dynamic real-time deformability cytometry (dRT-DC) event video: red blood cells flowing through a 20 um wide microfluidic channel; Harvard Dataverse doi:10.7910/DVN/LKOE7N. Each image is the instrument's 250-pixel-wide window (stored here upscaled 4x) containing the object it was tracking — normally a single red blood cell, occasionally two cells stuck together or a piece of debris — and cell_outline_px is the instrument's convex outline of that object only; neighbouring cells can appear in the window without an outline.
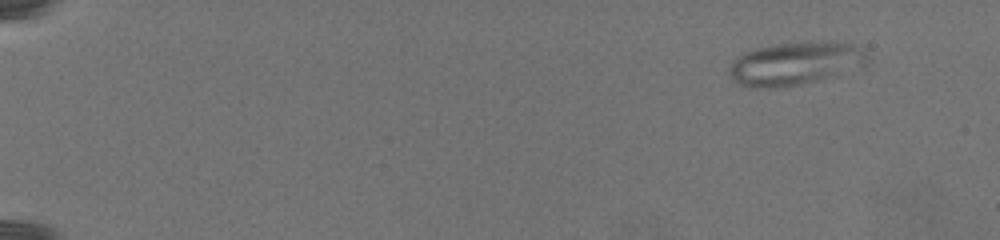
{"species": "common noctule bat (a hibernating species)", "species_latin": "Nyctalus noctula", "temperature_condition": "warm", "stored_images_in_passage": 132, "camera_frame_rate_fps": 3000, "um_per_image_px": 0.085, "animal": {"sex": "female", "body_mass_g": 19.5, "forearm_length_mm": 54.1}, "frame": {"image": 1, "passage_image": 1, "time_ms": 0.0, "image_size_px": [1000, 240], "cell_outline_px": [[868, 60], [864, 64], [796, 84], [740, 84], [732, 76], [728, 68], [740, 56], [748, 52], [764, 48], [788, 44], [848, 44], [864, 52], [868, 56]], "centroid_in_image_um": [67.57, 5.37], "position_along_channel_um": 17.4, "area_um2": 30.4}}
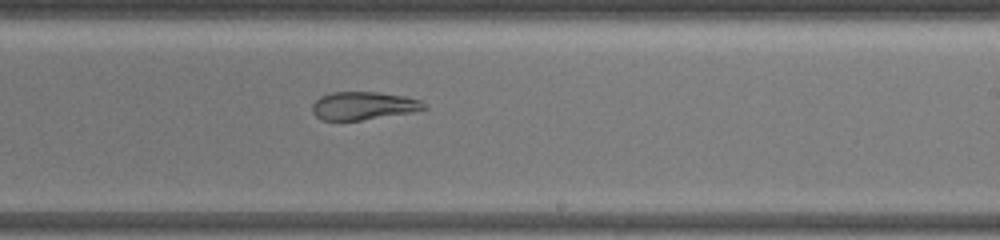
{"frame": {"image": 2, "passage_image": 91, "time_ms": 14.333, "image_size_px": [1000, 240], "cell_outline_px": [[428, 108], [412, 112], [360, 120], [320, 120], [312, 112], [312, 104], [320, 96], [332, 92], [376, 92], [404, 96], [420, 100]], "centroid_in_image_um": [30.86, 8.99], "position_along_channel_um": 258.1, "area_um2": 18.15}}
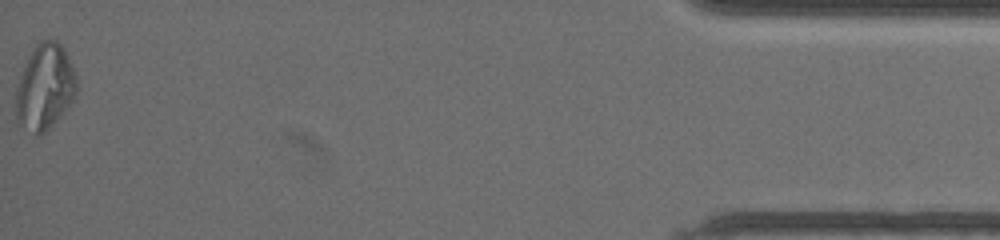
{"frame": {"image": 3, "passage_image": 132, "time_ms": 23.333, "image_size_px": [1000, 240], "cell_outline_px": [[76, 96], [52, 124], [44, 132], [36, 136], [16, 120], [16, 92], [20, 76], [36, 44], [40, 40], [56, 40], [60, 44], [76, 76]], "centroid_in_image_um": [3.8, 7.41], "position_along_channel_um": 431.4, "area_um2": 29.36}}